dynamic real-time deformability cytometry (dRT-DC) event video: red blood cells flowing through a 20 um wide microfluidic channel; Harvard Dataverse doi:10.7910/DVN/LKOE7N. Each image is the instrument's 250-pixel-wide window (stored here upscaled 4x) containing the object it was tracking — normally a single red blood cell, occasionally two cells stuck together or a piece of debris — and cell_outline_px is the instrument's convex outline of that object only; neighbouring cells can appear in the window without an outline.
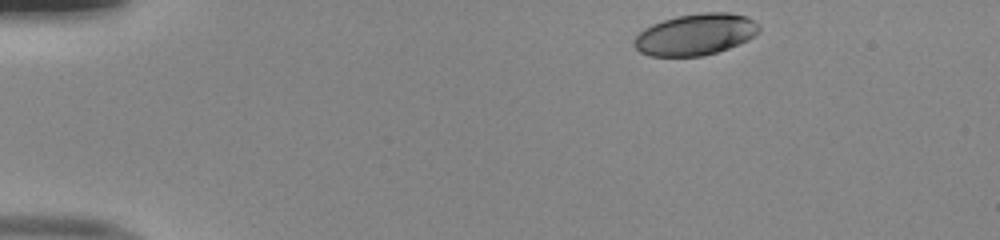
{"species": "human", "species_latin": "Homo sapiens", "temperature_condition": "room temperature", "stored_images_in_passage": 44, "camera_frame_rate_fps": 3000, "um_per_image_px": 0.085, "donor": {"sex": "male"}, "frame": {"image": 1, "passage_image": 1, "time_ms": 0.0, "image_size_px": [1000, 240], "cell_outline_px": [[760, 32], [748, 40], [728, 48], [704, 56], [648, 56], [640, 52], [632, 44], [632, 40], [644, 28], [652, 24], [676, 16], [704, 12], [732, 12], [748, 16], [760, 28]], "centroid_in_image_um": [59.11, 2.93], "position_along_channel_um": 25.9, "area_um2": 30.35}}
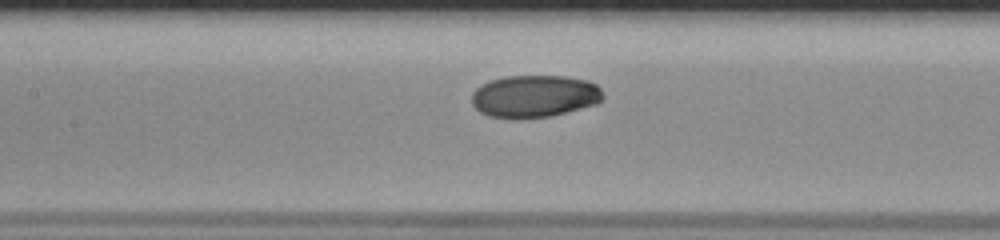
{"frame": {"image": 2, "passage_image": 18, "time_ms": 5.667, "image_size_px": [1000, 240], "cell_outline_px": [[604, 96], [596, 104], [552, 116], [512, 120], [488, 116], [480, 112], [472, 104], [472, 92], [476, 88], [492, 80], [508, 76], [564, 76], [588, 80], [596, 84], [600, 88]], "centroid_in_image_um": [45.42, 8.2], "position_along_channel_um": 162.0, "area_um2": 32.66}}
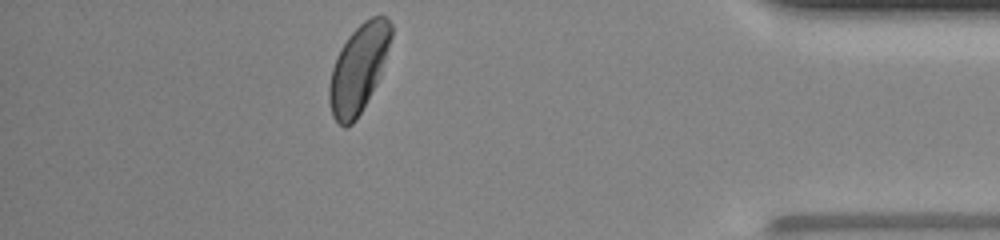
{"frame": {"image": 3, "passage_image": 39, "time_ms": 12.667, "image_size_px": [1000, 240], "cell_outline_px": [[392, 36], [376, 84], [356, 120], [352, 124], [344, 128], [332, 116], [328, 100], [328, 88], [332, 68], [336, 56], [340, 48], [348, 36], [364, 20], [372, 16], [384, 16], [392, 24]], "centroid_in_image_um": [30.44, 5.83], "position_along_channel_um": 404.8, "area_um2": 31.39}, "authors_computed_cell_mechanics": {"area_um2": 31.8478, "velocity_mm_per_s": 3.9958, "shape_relaxation_time_tau1_ms": 2.6835, "shape_relaxation_time_tau2_ms": null, "deformation_change_tau1": 0.1309, "deformation_change_tau2": null}}